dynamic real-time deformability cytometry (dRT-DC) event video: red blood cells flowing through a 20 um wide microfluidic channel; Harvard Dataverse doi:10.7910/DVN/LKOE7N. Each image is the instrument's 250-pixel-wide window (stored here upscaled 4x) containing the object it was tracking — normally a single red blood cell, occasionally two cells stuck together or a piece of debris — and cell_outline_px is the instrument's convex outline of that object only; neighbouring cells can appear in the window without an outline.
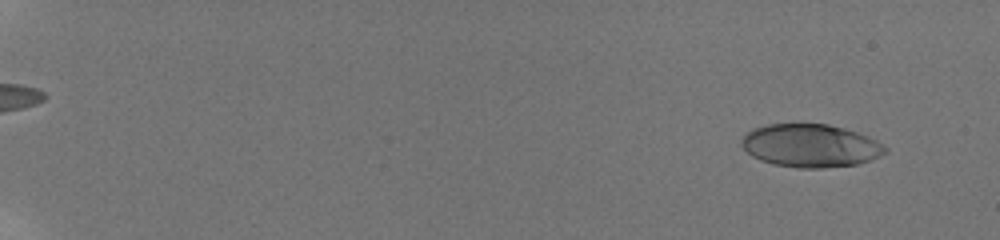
{"species": "human", "species_latin": "Homo sapiens", "temperature_condition": "room temperature", "stored_images_in_passage": 79, "camera_frame_rate_fps": 3000, "um_per_image_px": 0.085, "donor": {"sex": "male"}, "frame": {"image": 1, "passage_image": 8, "time_ms": 1.667, "image_size_px": [1000, 240], "cell_outline_px": [[888, 152], [872, 160], [856, 164], [824, 168], [800, 168], [772, 164], [760, 160], [752, 156], [740, 144], [740, 140], [748, 132], [756, 128], [768, 124], [828, 124], [844, 128], [868, 136], [876, 140], [888, 148]], "centroid_in_image_um": [68.92, 12.39], "position_along_channel_um": 16.1, "area_um2": 36.07}}
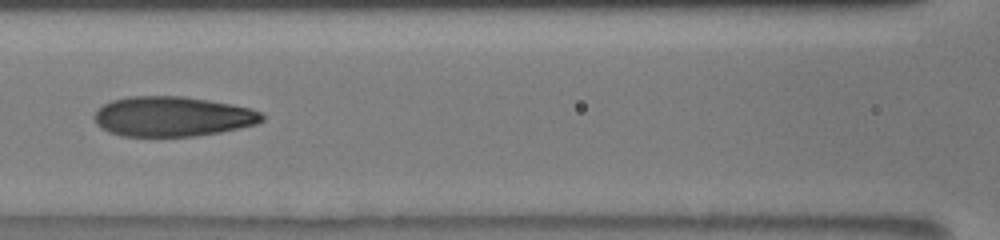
{"frame": {"image": 2, "passage_image": 46, "time_ms": 10.333, "image_size_px": [1000, 240], "cell_outline_px": [[264, 120], [256, 124], [240, 128], [220, 132], [196, 136], [120, 136], [108, 132], [100, 128], [96, 124], [92, 116], [104, 104], [112, 100], [128, 96], [184, 96], [232, 104], [252, 108], [260, 112], [264, 116]], "centroid_in_image_um": [14.65, 9.9], "position_along_channel_um": 152.0, "area_um2": 39.3}}
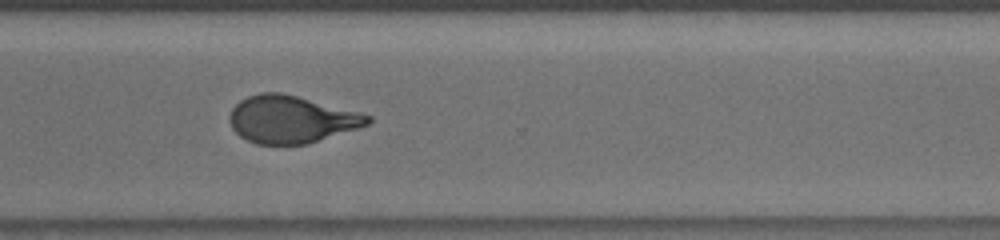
{"frame": {"image": 3, "passage_image": 68, "time_ms": 15.333, "image_size_px": [1000, 240], "cell_outline_px": [[372, 120], [368, 124], [308, 144], [256, 144], [240, 136], [232, 128], [228, 120], [228, 116], [232, 108], [240, 100], [248, 96], [260, 92], [280, 92], [296, 96], [372, 116]], "centroid_in_image_um": [24.69, 10.14], "position_along_channel_um": 345.9, "area_um2": 37.69}, "authors_computed_cell_mechanics": {"area_um2": 37.9746, "velocity_mm_per_s": 3.8889, "shape_relaxation_time_tau1_ms": 6.2609, "shape_relaxation_time_tau2_ms": 1.0014, "deformation_change_tau1": 0.2176, "deformation_change_tau2": 0.0861}}